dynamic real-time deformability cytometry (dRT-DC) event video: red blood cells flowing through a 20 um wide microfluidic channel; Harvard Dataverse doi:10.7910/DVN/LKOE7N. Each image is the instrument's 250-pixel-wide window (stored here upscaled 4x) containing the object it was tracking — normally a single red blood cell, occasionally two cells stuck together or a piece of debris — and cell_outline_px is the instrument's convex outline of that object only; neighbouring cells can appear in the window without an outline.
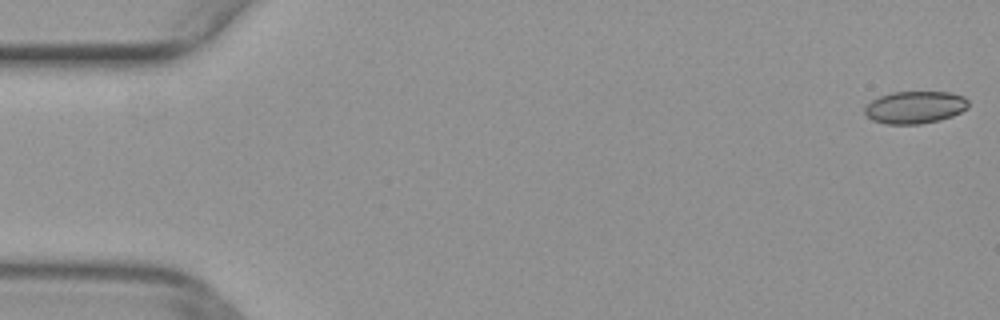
{"species": "common noctule bat (a hibernating species)", "species_latin": "Nyctalus noctula", "temperature_condition": "warm", "stored_images_in_passage": 51, "camera_frame_rate_fps": 3000, "um_per_image_px": 0.085, "animal": {"sex": "female", "body_mass_g": 29.2, "forearm_length_mm": 56.3}, "frame": {"image": 1, "passage_image": 1, "time_ms": 0.0, "image_size_px": [1000, 320], "cell_outline_px": [[968, 108], [952, 116], [940, 120], [920, 124], [888, 124], [872, 120], [864, 112], [864, 108], [872, 100], [880, 96], [892, 92], [948, 92], [964, 96], [968, 100]], "centroid_in_image_um": [77.79, 9.12], "position_along_channel_um": 7.2, "area_um2": 19.54}}
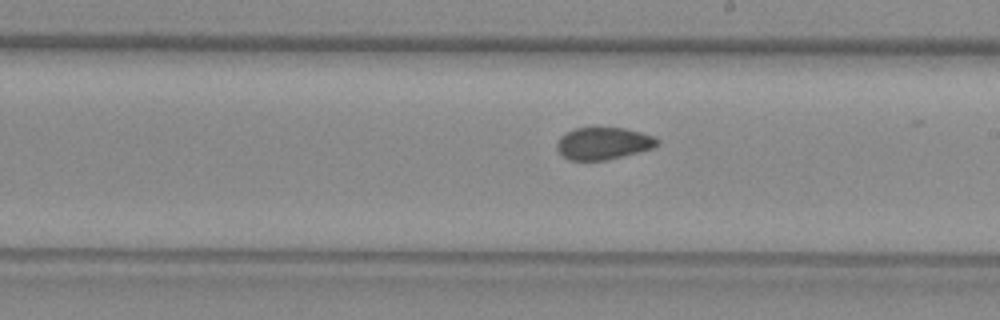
{"frame": {"image": 2, "passage_image": 29, "time_ms": 9.333, "image_size_px": [1000, 320], "cell_outline_px": [[660, 140], [652, 148], [604, 160], [568, 160], [556, 148], [556, 144], [560, 136], [576, 128], [624, 128], [640, 132], [652, 136]], "centroid_in_image_um": [51.24, 12.18], "position_along_channel_um": 237.8, "area_um2": 18.38}}
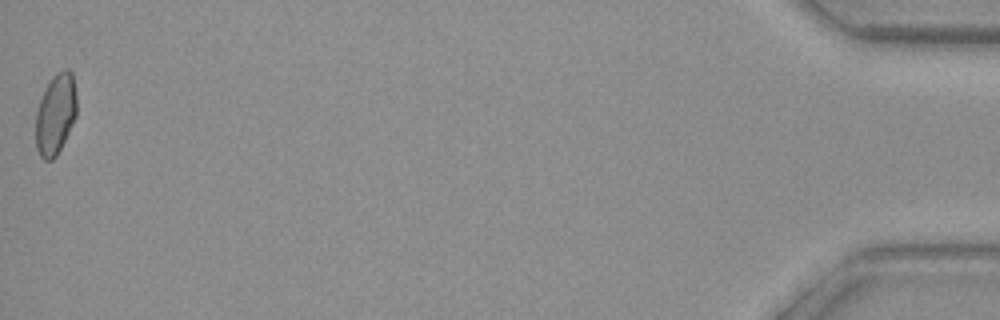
{"frame": {"image": 3, "passage_image": 51, "time_ms": 16.667, "image_size_px": [1000, 320], "cell_outline_px": [[76, 116], [56, 156], [52, 160], [44, 160], [40, 156], [36, 148], [36, 112], [44, 88], [52, 76], [56, 72], [64, 68], [68, 68], [72, 72], [76, 92]], "centroid_in_image_um": [4.72, 9.66], "position_along_channel_um": 430.5, "area_um2": 19.36}}